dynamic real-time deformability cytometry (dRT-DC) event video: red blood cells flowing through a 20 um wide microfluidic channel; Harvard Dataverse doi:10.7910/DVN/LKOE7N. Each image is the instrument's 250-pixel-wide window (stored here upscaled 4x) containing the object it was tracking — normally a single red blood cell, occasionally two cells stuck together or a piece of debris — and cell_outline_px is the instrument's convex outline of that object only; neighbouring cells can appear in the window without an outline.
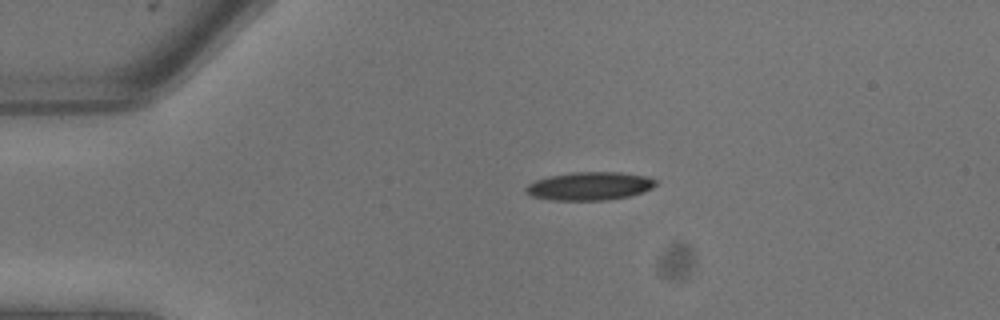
{"species": "common noctule bat (a hibernating species)", "species_latin": "Nyctalus noctula", "temperature_condition": "warm", "stored_images_in_passage": 3, "camera_frame_rate_fps": 3000, "um_per_image_px": 0.085, "animal": {"sex": "male", "body_mass_g": 13.3}, "frame": {"image": 1, "passage_image": 1, "time_ms": 0.0, "image_size_px": [1000, 320], "cell_outline_px": [[656, 184], [652, 188], [644, 192], [628, 196], [608, 200], [548, 200], [532, 196], [524, 192], [524, 188], [528, 184], [536, 180], [548, 176], [572, 172], [620, 172], [648, 176], [656, 180]], "centroid_in_image_um": [50.1, 15.81], "position_along_channel_um": 34.9, "area_um2": 21.56}}